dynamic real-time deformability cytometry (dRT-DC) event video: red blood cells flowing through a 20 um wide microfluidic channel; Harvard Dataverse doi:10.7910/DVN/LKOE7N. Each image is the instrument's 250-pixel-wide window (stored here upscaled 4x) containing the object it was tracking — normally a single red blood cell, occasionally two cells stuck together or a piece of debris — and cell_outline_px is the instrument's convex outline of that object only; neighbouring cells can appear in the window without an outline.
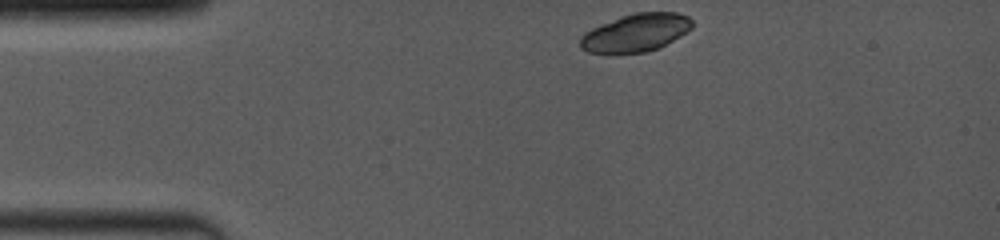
{"species": "common noctule bat (a hibernating species)", "species_latin": "Nyctalus noctula", "temperature_condition": "room temperature", "stored_images_in_passage": 6, "camera_frame_rate_fps": 4000, "um_per_image_px": 0.085, "animal": {"sex": "female", "body_mass_g": 19.0, "forearm_length_mm": 53.3}, "frame": {"image": 1, "passage_image": 1, "time_ms": 0.0, "image_size_px": [1000, 240], "cell_outline_px": [[692, 28], [672, 40], [656, 48], [644, 52], [588, 52], [580, 48], [580, 36], [584, 32], [592, 28], [620, 16], [632, 12], [676, 12], [688, 16], [692, 20]], "centroid_in_image_um": [54.02, 2.75], "position_along_channel_um": 31.0, "area_um2": 24.33}}